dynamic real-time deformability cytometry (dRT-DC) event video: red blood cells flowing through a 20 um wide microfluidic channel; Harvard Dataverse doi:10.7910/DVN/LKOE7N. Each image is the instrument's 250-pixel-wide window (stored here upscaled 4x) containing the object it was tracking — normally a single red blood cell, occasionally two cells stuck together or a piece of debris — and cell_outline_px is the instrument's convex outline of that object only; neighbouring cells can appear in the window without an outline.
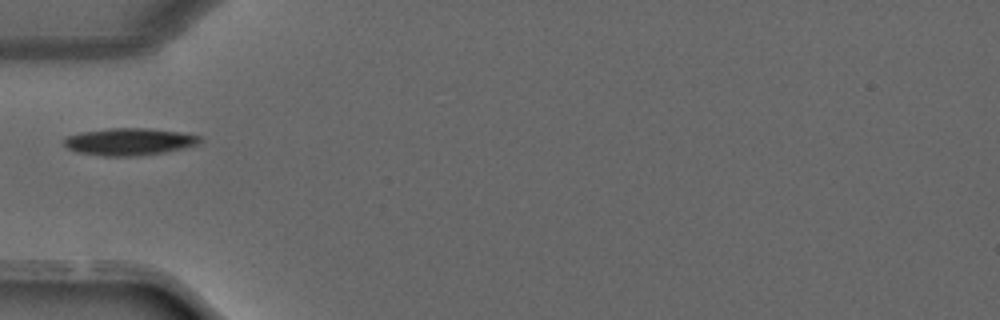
{"species": "common noctule bat (a hibernating species)", "species_latin": "Nyctalus noctula", "temperature_condition": "warm", "stored_images_in_passage": 15, "camera_frame_rate_fps": 3000, "um_per_image_px": 0.085, "animal": {"sex": "male", "forearm_length_mm": 52.5}, "frame": {"image": 1, "passage_image": 1, "time_ms": 0.0, "image_size_px": [1000, 320], "cell_outline_px": [[200, 140], [196, 144], [184, 148], [164, 152], [136, 156], [104, 156], [76, 152], [68, 148], [64, 144], [64, 140], [68, 136], [80, 132], [112, 128], [148, 128], [180, 132], [200, 136]], "centroid_in_image_um": [10.96, 12.04], "position_along_channel_um": 74.0, "area_um2": 21.33}}
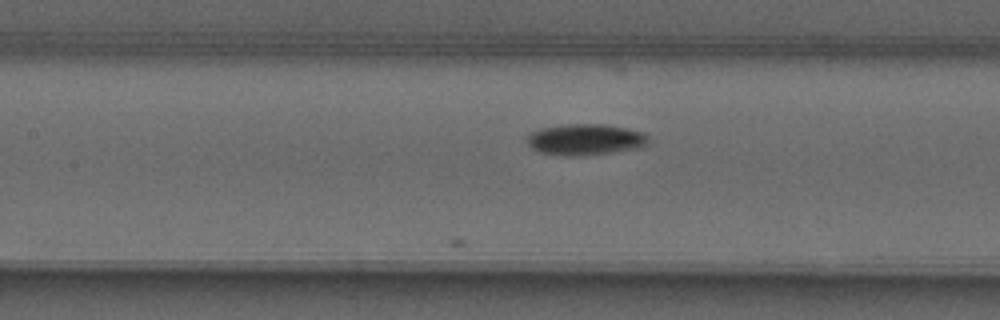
{"frame": {"image": 2, "passage_image": 6, "time_ms": 1.667, "image_size_px": [1000, 320], "cell_outline_px": [[648, 144], [640, 148], [584, 156], [560, 156], [536, 152], [528, 144], [528, 136], [532, 132], [544, 128], [568, 124], [600, 124], [624, 128], [640, 132], [648, 136]], "centroid_in_image_um": [49.74, 11.89], "position_along_channel_um": 157.7, "area_um2": 21.96}}
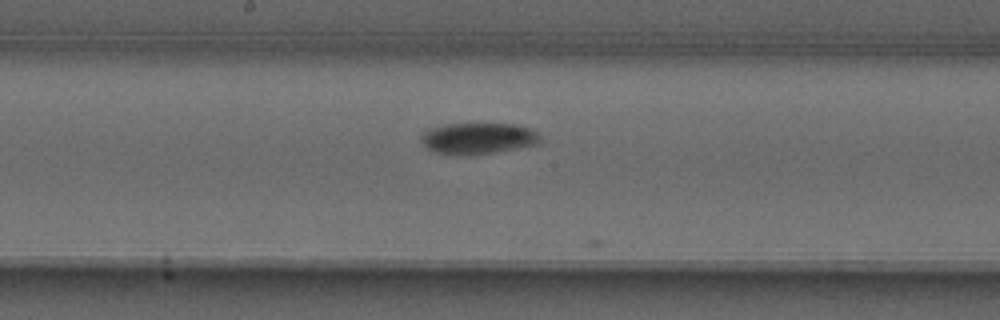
{"frame": {"image": 3, "passage_image": 9, "time_ms": 2.667, "image_size_px": [1000, 320], "cell_outline_px": [[540, 140], [536, 144], [516, 148], [492, 152], [460, 156], [436, 152], [428, 148], [420, 140], [420, 136], [424, 132], [432, 128], [448, 124], [512, 124], [528, 128], [536, 132]], "centroid_in_image_um": [40.59, 11.77], "position_along_channel_um": 207.6, "area_um2": 21.21}}